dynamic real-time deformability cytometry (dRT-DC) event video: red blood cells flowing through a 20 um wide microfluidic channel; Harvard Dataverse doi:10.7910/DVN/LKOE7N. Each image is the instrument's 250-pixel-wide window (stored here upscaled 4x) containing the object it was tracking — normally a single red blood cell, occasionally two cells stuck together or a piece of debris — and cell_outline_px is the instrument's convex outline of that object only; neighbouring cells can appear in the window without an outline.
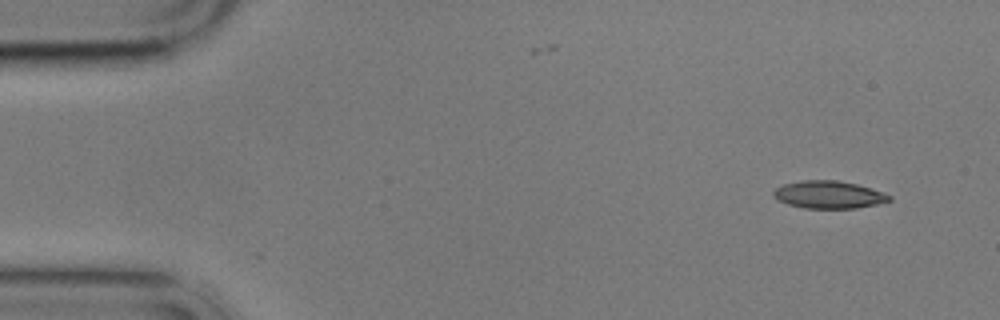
{"species": "common noctule bat (a hibernating species)", "species_latin": "Nyctalus noctula", "temperature_condition": "cold", "stored_images_in_passage": 10, "camera_frame_rate_fps": 3000, "um_per_image_px": 0.085, "animal": {"sex": "male", "body_mass_g": 17.9}, "frame": {"image": 1, "passage_image": 1, "time_ms": 0.0, "image_size_px": [1000, 320], "cell_outline_px": [[892, 200], [876, 204], [856, 208], [804, 208], [788, 204], [776, 200], [772, 196], [772, 192], [776, 188], [784, 184], [800, 180], [836, 180], [856, 184], [892, 196]], "centroid_in_image_um": [70.38, 16.55], "position_along_channel_um": 14.6, "area_um2": 18.5}}
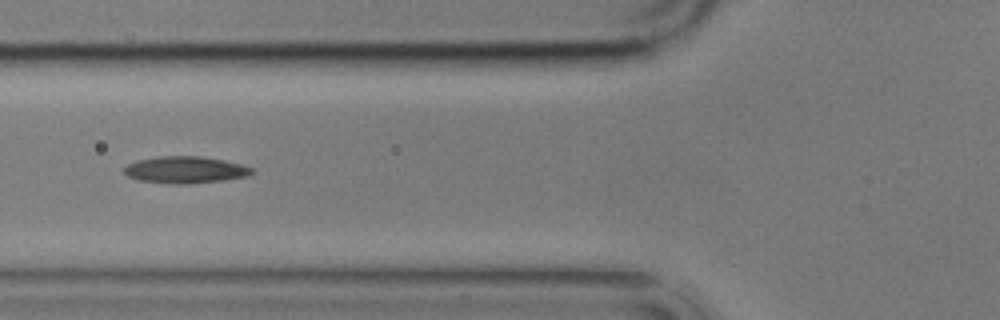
{"frame": {"image": 2, "passage_image": 6, "time_ms": 5.667, "image_size_px": [1000, 320], "cell_outline_px": [[256, 172], [248, 176], [224, 180], [188, 184], [172, 184], [136, 180], [128, 176], [124, 172], [124, 168], [128, 164], [136, 160], [160, 156], [200, 156], [224, 160], [240, 164], [252, 168]], "centroid_in_image_um": [15.75, 14.44], "position_along_channel_um": 110.1, "area_um2": 20.11}}
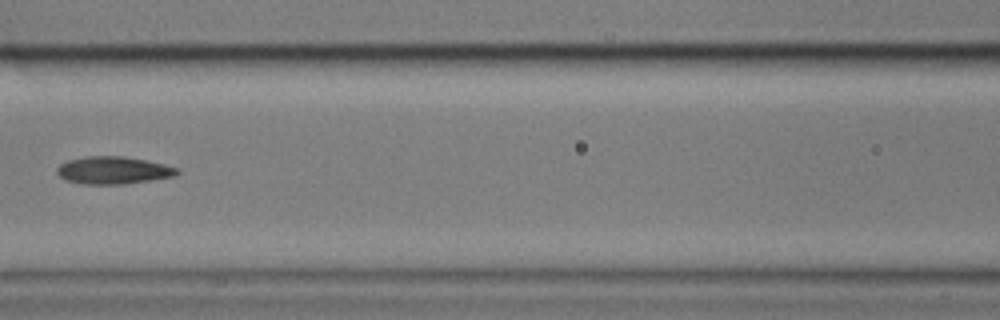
{"frame": {"image": 3, "passage_image": 7, "time_ms": 7.0, "image_size_px": [1000, 320], "cell_outline_px": [[180, 172], [176, 176], [124, 184], [84, 184], [64, 180], [56, 172], [56, 168], [60, 164], [68, 160], [84, 156], [124, 156], [164, 164], [180, 168]], "centroid_in_image_um": [9.63, 14.47], "position_along_channel_um": 157.0, "area_um2": 19.36}}